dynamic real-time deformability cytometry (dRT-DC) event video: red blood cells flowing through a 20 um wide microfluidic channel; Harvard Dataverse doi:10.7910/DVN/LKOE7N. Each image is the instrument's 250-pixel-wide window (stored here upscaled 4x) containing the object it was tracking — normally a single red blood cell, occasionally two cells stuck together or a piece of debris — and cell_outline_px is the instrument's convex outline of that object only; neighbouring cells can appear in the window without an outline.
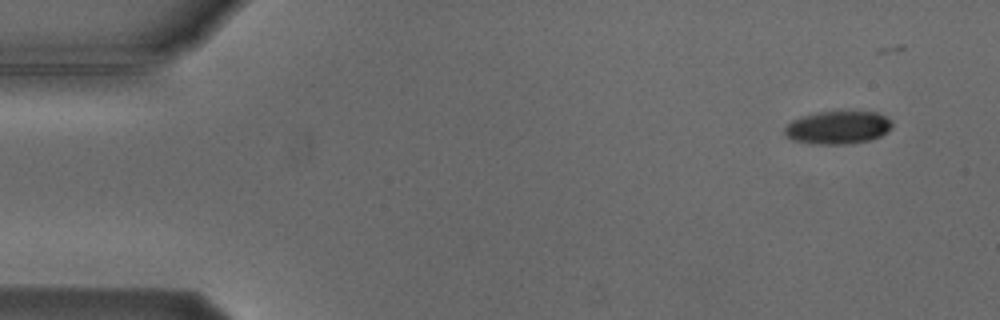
{"species": "Egyptian fruit bat (a non-hibernating species)", "species_latin": "Rousettus aegyptiacus", "temperature_condition": "cold", "stored_images_in_passage": 5, "camera_frame_rate_fps": 3000, "um_per_image_px": 0.085, "animal": {"sex": "male"}, "frame": {"image": 1, "passage_image": 1, "time_ms": 0.0, "image_size_px": [1000, 320], "cell_outline_px": [[892, 128], [880, 136], [868, 140], [844, 144], [812, 144], [792, 140], [784, 132], [784, 128], [792, 120], [804, 116], [820, 112], [876, 112], [892, 120]], "centroid_in_image_um": [71.22, 10.84], "position_along_channel_um": 13.8, "area_um2": 20.4}}
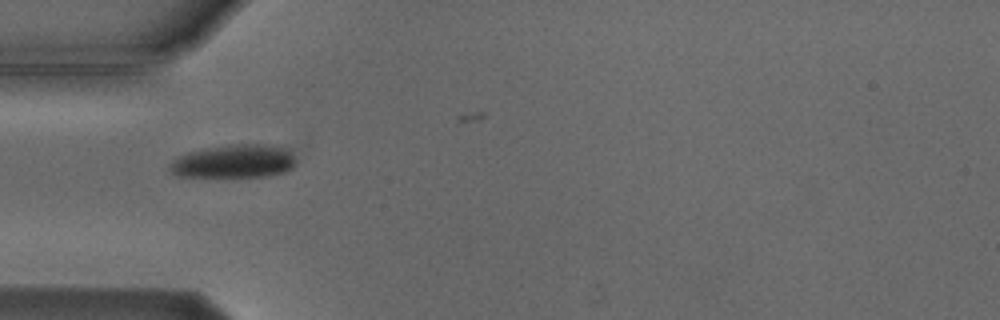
{"frame": {"image": 2, "passage_image": 4, "time_ms": 4.333, "image_size_px": [1000, 320], "cell_outline_px": [[292, 168], [284, 172], [268, 176], [176, 176], [168, 168], [168, 164], [176, 156], [188, 152], [204, 148], [232, 144], [276, 144], [288, 152], [292, 156]], "centroid_in_image_um": [19.8, 13.7], "position_along_channel_um": 65.2, "area_um2": 24.33}}